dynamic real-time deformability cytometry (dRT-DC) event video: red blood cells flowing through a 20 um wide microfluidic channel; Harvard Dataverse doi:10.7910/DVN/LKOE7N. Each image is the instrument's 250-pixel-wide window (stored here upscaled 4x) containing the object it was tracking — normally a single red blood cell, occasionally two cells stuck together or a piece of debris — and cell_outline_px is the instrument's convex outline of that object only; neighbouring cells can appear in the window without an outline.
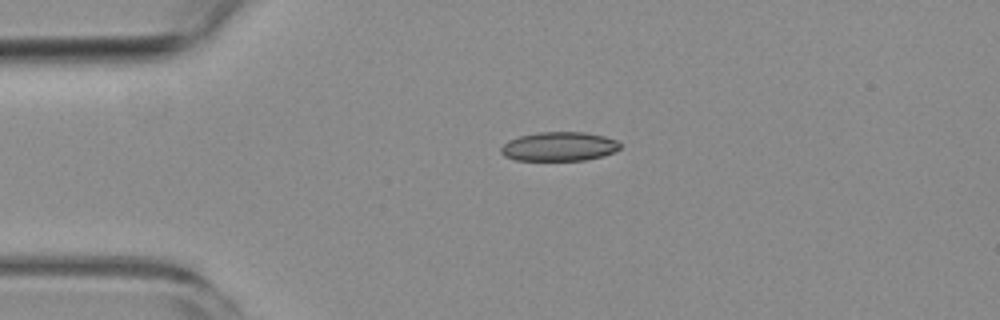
{"species": "common noctule bat (a hibernating species)", "species_latin": "Nyctalus noctula", "temperature_condition": "room temperature", "stored_images_in_passage": 43, "camera_frame_rate_fps": 3000, "um_per_image_px": 0.085, "animal": {"sex": "female", "body_mass_g": 19.3, "forearm_length_mm": 54.1}, "frame": {"image": 1, "passage_image": 1, "time_ms": 0.0, "image_size_px": [1000, 320], "cell_outline_px": [[620, 148], [604, 156], [584, 160], [516, 160], [504, 156], [500, 152], [500, 148], [508, 140], [520, 136], [536, 132], [584, 132], [604, 136], [616, 140], [620, 144]], "centroid_in_image_um": [47.5, 12.45], "position_along_channel_um": 37.5, "area_um2": 20.17}}
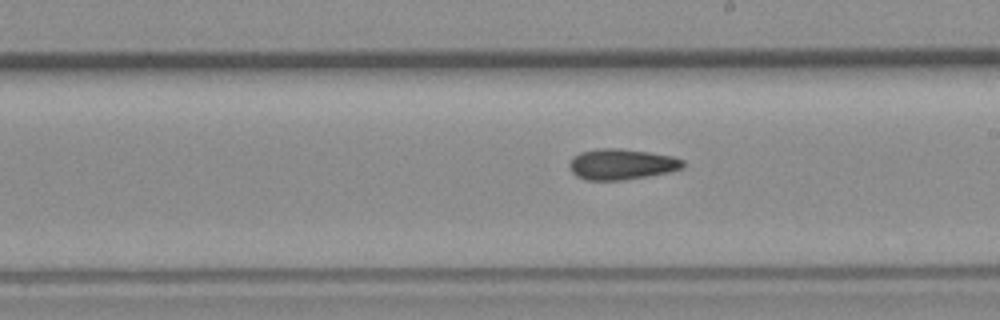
{"frame": {"image": 2, "passage_image": 19, "time_ms": 6.0, "image_size_px": [1000, 320], "cell_outline_px": [[684, 168], [668, 172], [648, 176], [624, 180], [584, 180], [576, 176], [572, 172], [568, 164], [572, 156], [580, 152], [596, 148], [620, 148], [648, 152], [672, 156], [684, 160]], "centroid_in_image_um": [52.8, 13.96], "position_along_channel_um": 236.2, "area_um2": 20.58}}
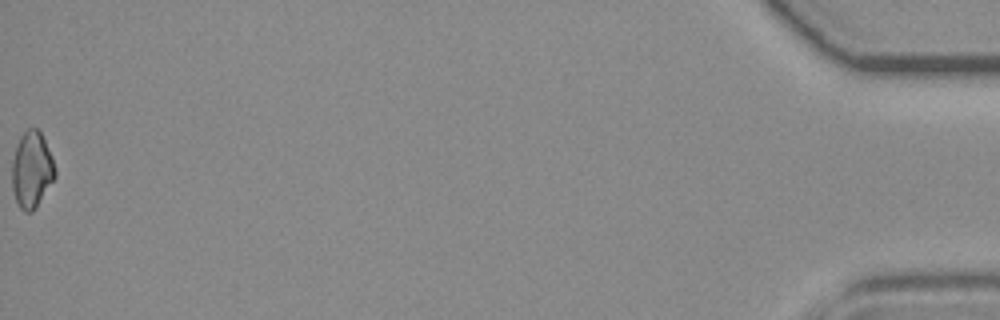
{"frame": {"image": 3, "passage_image": 43, "time_ms": 14.0, "image_size_px": [1000, 320], "cell_outline_px": [[56, 176], [36, 208], [32, 212], [24, 212], [20, 208], [16, 200], [12, 188], [12, 160], [16, 144], [20, 136], [28, 128], [36, 128], [40, 132], [52, 156], [56, 168]], "centroid_in_image_um": [2.7, 14.44], "position_along_channel_um": 432.5, "area_um2": 19.25}, "authors_computed_cell_mechanics": {"area_um2": 19.7676, "velocity_mm_per_s": 3.827, "shape_relaxation_time_tau1_ms": null, "shape_relaxation_time_tau2_ms": 5.7265, "deformation_change_tau1": null, "deformation_change_tau2": 0.1119}}